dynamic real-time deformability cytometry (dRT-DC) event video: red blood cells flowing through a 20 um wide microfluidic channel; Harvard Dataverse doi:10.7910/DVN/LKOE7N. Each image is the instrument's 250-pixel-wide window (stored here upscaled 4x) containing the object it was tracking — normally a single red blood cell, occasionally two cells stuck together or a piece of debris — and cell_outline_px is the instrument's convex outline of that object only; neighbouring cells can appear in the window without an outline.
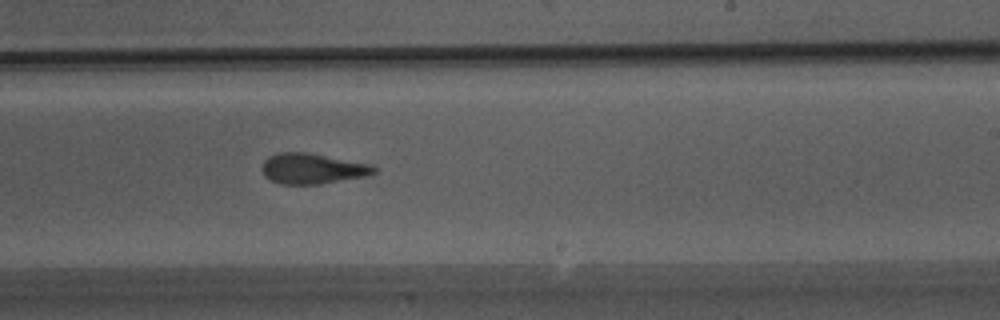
{"species": "Egyptian fruit bat (a non-hibernating species)", "species_latin": "Rousettus aegyptiacus", "temperature_condition": "warm", "stored_images_in_passage": 39, "camera_frame_rate_fps": 3000, "um_per_image_px": 0.085, "animal": {"sex": "male"}, "frame": {"image": 1, "passage_image": 28, "time_ms": 9.0, "image_size_px": [1000, 320], "cell_outline_px": [[376, 172], [368, 176], [320, 184], [280, 184], [264, 176], [260, 168], [264, 160], [268, 156], [280, 152], [308, 152], [368, 164], [376, 168]], "centroid_in_image_um": [26.51, 14.33], "position_along_channel_um": 262.5, "area_um2": 19.94}}